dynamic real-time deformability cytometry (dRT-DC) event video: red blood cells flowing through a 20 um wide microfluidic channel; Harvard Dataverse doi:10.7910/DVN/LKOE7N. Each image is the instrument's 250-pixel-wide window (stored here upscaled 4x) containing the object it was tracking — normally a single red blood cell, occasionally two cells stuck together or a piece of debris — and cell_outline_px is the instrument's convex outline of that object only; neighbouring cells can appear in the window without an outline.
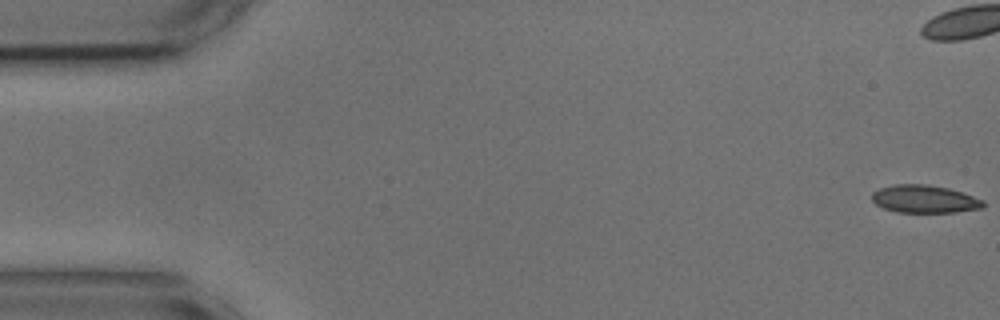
{"species": "common noctule bat (a hibernating species)", "species_latin": "Nyctalus noctula", "temperature_condition": "cold", "stored_images_in_passage": 5, "camera_frame_rate_fps": 3000, "um_per_image_px": 0.085, "animal": {"sex": "male", "body_mass_g": 17.9, "forearm_length_mm": 54.2}, "frame": {"image": 1, "passage_image": 1, "time_ms": 0.0, "image_size_px": [1000, 320], "cell_outline_px": [[984, 208], [956, 212], [896, 212], [884, 208], [876, 204], [872, 200], [872, 192], [880, 188], [892, 184], [924, 184], [948, 188], [984, 200]], "centroid_in_image_um": [78.57, 16.92], "position_along_channel_um": 6.4, "area_um2": 17.98}}